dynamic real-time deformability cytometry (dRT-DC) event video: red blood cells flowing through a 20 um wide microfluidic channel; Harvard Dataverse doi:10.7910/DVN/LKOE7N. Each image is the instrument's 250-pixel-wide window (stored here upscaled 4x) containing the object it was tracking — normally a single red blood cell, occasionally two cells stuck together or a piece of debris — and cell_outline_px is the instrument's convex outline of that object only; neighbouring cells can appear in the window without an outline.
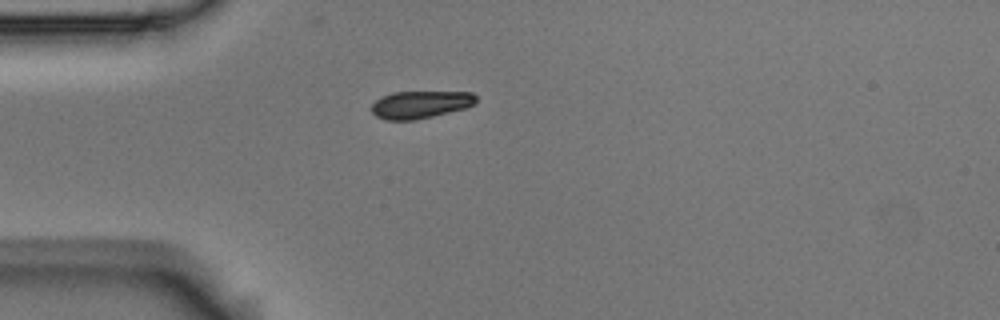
{"species": "Egyptian fruit bat (a non-hibernating species)", "species_latin": "Rousettus aegyptiacus", "temperature_condition": "room temperature", "stored_images_in_passage": 2, "camera_frame_rate_fps": 3000, "um_per_image_px": 0.085, "animal": {"sex": "male"}, "frame": {"image": 1, "passage_image": 1, "time_ms": 0.0, "image_size_px": [1000, 320], "cell_outline_px": [[476, 100], [468, 108], [416, 120], [384, 120], [376, 116], [372, 112], [372, 104], [380, 96], [392, 92], [472, 92], [476, 96]], "centroid_in_image_um": [35.72, 8.89], "position_along_channel_um": 49.3, "area_um2": 16.88}}